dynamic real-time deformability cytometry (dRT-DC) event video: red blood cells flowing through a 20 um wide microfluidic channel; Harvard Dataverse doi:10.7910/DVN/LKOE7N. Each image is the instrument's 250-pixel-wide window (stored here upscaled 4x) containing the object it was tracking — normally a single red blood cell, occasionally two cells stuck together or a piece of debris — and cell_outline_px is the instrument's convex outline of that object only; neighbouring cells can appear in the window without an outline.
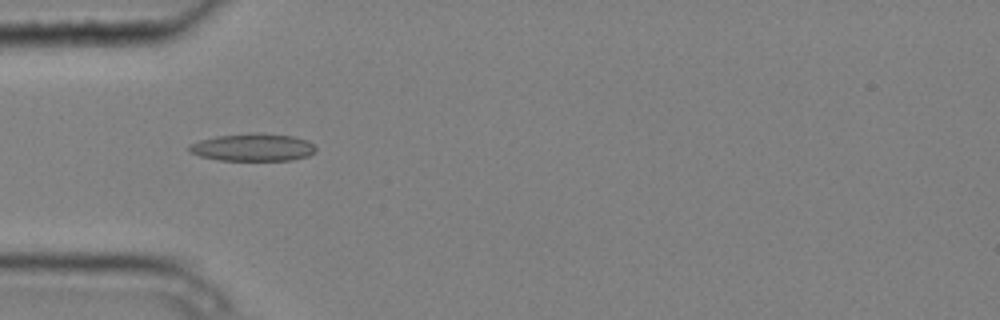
{"species": "common noctule bat (a hibernating species)", "species_latin": "Nyctalus noctula", "temperature_condition": "cold", "stored_images_in_passage": 6, "camera_frame_rate_fps": 3000, "um_per_image_px": 0.085, "animal": {"sex": "male", "body_mass_g": 20.4}, "frame": {"image": 1, "passage_image": 5, "time_ms": 1.333, "image_size_px": [1000, 320], "cell_outline_px": [[316, 152], [308, 156], [292, 160], [220, 160], [200, 156], [188, 152], [188, 144], [200, 140], [216, 136], [256, 132], [292, 136], [308, 140], [316, 148]], "centroid_in_image_um": [21.48, 12.52], "position_along_channel_um": 63.5, "area_um2": 20.46}}
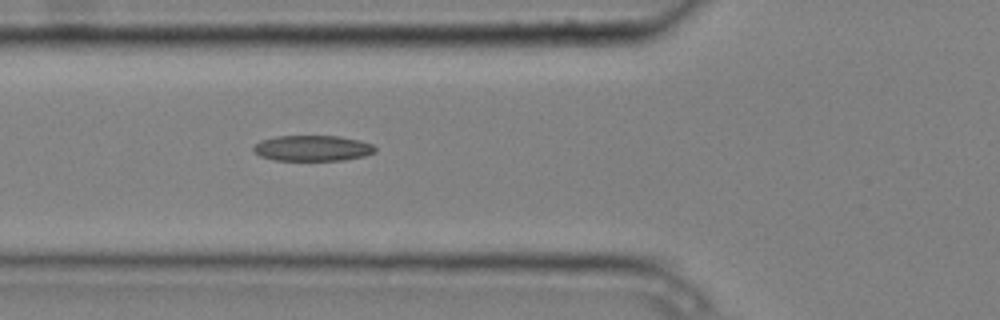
{"frame": {"image": 2, "passage_image": 6, "time_ms": 1.667, "image_size_px": [1000, 320], "cell_outline_px": [[376, 152], [364, 156], [344, 160], [276, 160], [260, 156], [252, 148], [260, 140], [276, 136], [340, 136], [360, 140], [372, 144], [376, 148]], "centroid_in_image_um": [26.59, 12.59], "position_along_channel_um": 99.2, "area_um2": 18.21}}